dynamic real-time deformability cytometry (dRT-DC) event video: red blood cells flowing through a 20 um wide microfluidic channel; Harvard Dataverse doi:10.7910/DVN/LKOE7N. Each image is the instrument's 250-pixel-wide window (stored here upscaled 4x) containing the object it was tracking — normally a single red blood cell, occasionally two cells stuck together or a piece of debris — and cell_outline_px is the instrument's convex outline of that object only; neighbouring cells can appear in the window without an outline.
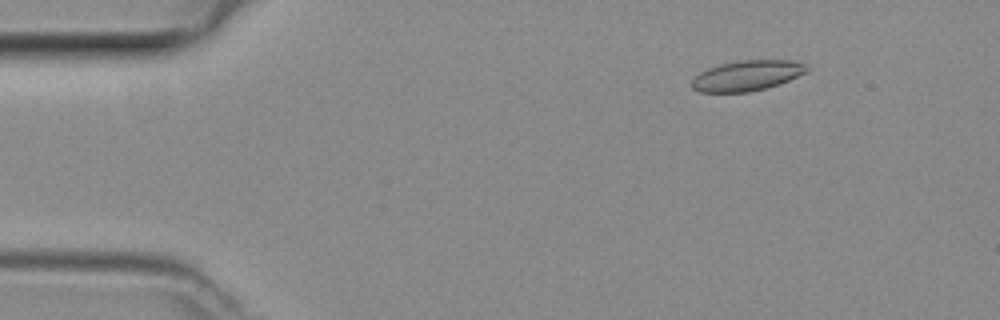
{"species": "common noctule bat (a hibernating species)", "species_latin": "Nyctalus noctula", "temperature_condition": "room temperature", "stored_images_in_passage": 49, "camera_frame_rate_fps": 3000, "um_per_image_px": 0.085, "animal": {"sex": "female", "body_mass_g": 29.2, "forearm_length_mm": 56.3}, "frame": {"image": 1, "passage_image": 7, "time_ms": 2.0, "image_size_px": [1000, 320], "cell_outline_px": [[812, 68], [808, 72], [788, 80], [764, 88], [748, 92], [700, 92], [692, 88], [692, 80], [700, 72], [708, 68], [720, 64], [740, 60], [792, 60], [808, 64]], "centroid_in_image_um": [63.54, 6.41], "position_along_channel_um": 21.5, "area_um2": 20.35}}
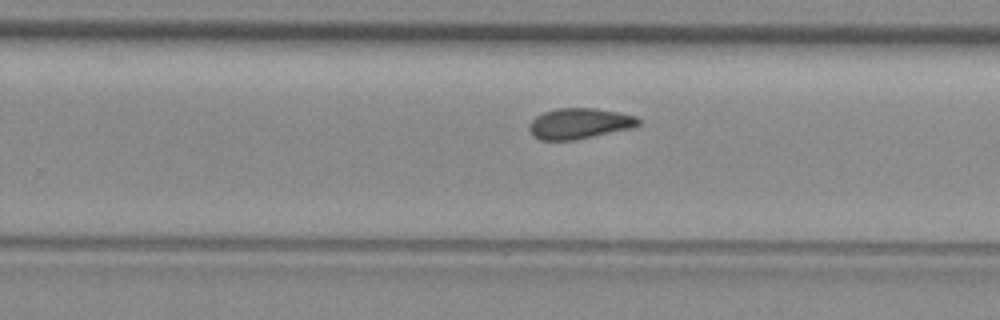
{"frame": {"image": 2, "passage_image": 31, "time_ms": 10.0, "image_size_px": [1000, 320], "cell_outline_px": [[640, 124], [632, 128], [576, 140], [540, 140], [532, 136], [528, 128], [528, 124], [536, 116], [544, 112], [556, 108], [596, 108], [636, 116], [640, 120]], "centroid_in_image_um": [49.22, 10.5], "position_along_channel_um": 280.6, "area_um2": 19.65}}
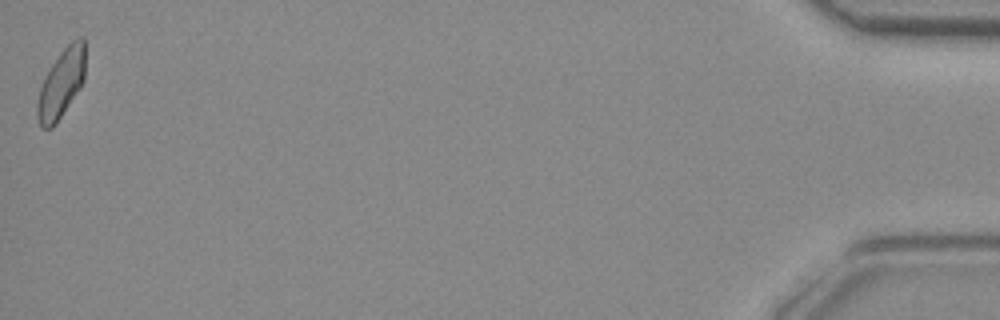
{"frame": {"image": 3, "passage_image": 49, "time_ms": 16.0, "image_size_px": [1000, 320], "cell_outline_px": [[84, 80], [80, 88], [56, 124], [52, 128], [40, 128], [36, 116], [36, 104], [40, 88], [44, 76], [60, 52], [72, 40], [80, 36], [84, 36]], "centroid_in_image_um": [5.18, 7.12], "position_along_channel_um": 430.0, "area_um2": 19.31}}